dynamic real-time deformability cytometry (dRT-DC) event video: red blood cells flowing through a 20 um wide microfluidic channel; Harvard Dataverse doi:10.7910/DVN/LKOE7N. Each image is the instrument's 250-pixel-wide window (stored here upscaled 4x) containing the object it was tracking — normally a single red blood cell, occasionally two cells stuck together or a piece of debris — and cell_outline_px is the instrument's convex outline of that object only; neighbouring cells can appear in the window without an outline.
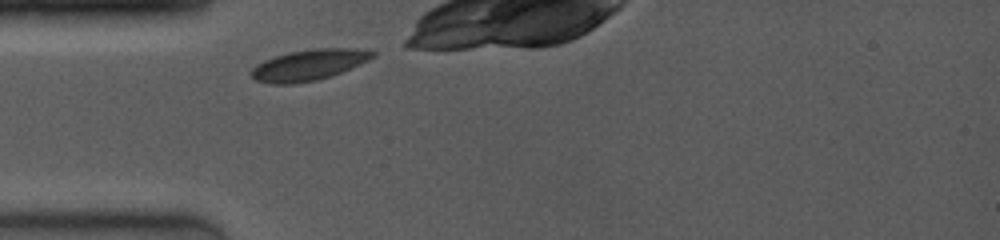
{"species": "common noctule bat (a hibernating species)", "species_latin": "Nyctalus noctula", "temperature_condition": "room temperature", "stored_images_in_passage": 26, "camera_frame_rate_fps": 4000, "um_per_image_px": 0.085, "animal": {"sex": "female", "body_mass_g": 19.0, "forearm_length_mm": 53.3}, "frame": {"image": 1, "passage_image": 1, "time_ms": 0.0, "image_size_px": [1000, 240], "cell_outline_px": [[376, 56], [360, 64], [332, 76], [316, 80], [292, 84], [272, 84], [256, 80], [248, 72], [256, 64], [264, 60], [276, 56], [292, 52], [320, 48], [348, 48], [376, 52]], "centroid_in_image_um": [26.22, 5.53], "position_along_channel_um": 58.8, "area_um2": 21.62}}
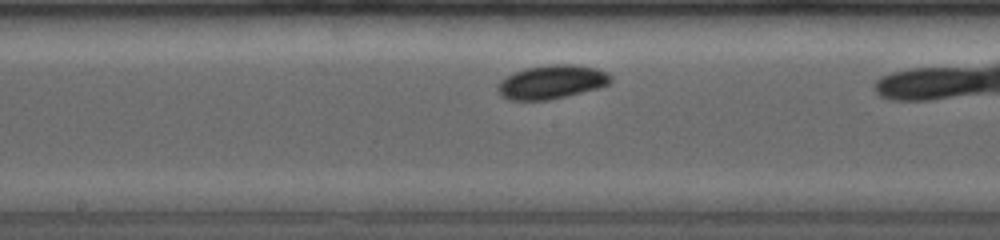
{"frame": {"image": 2, "passage_image": 10, "time_ms": 3.75, "image_size_px": [1000, 240], "cell_outline_px": [[612, 80], [608, 84], [596, 88], [548, 100], [508, 100], [500, 96], [500, 84], [508, 76], [516, 72], [528, 68], [556, 64], [572, 64], [592, 68], [604, 72]], "centroid_in_image_um": [46.88, 6.98], "position_along_channel_um": 201.3, "area_um2": 21.27}}
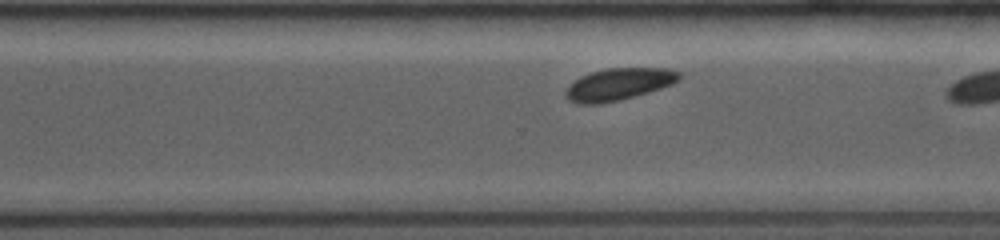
{"frame": {"image": 3, "passage_image": 21, "time_ms": 6.75, "image_size_px": [1000, 240], "cell_outline_px": [[680, 80], [672, 84], [648, 92], [620, 100], [600, 104], [576, 104], [568, 100], [564, 96], [564, 92], [580, 76], [592, 72], [608, 68], [664, 68], [680, 72]], "centroid_in_image_um": [52.57, 7.17], "position_along_channel_um": 318.0, "area_um2": 21.1}}